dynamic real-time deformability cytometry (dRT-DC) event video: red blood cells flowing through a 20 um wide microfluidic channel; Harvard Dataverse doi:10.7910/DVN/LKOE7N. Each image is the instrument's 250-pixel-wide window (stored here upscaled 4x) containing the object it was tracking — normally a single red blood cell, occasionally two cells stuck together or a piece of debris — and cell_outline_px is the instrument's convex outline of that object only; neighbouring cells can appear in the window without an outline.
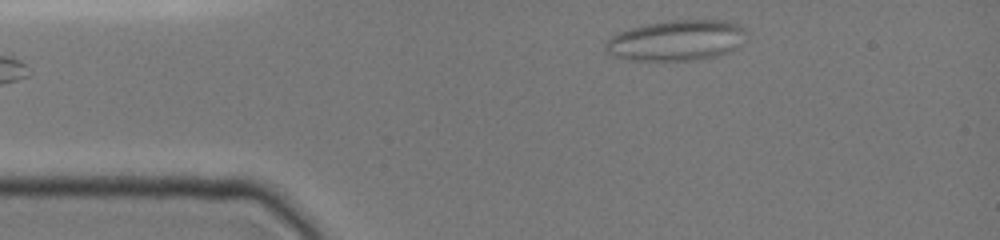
{"species": "common noctule bat (a hibernating species)", "species_latin": "Nyctalus noctula", "temperature_condition": "cold", "stored_images_in_passage": 4, "camera_frame_rate_fps": 3000, "um_per_image_px": 0.085, "animal": {"sex": "female", "body_mass_g": 19.0, "forearm_length_mm": 51.5}, "frame": {"image": 1, "passage_image": 1, "time_ms": 0.0, "image_size_px": [1000, 240], "cell_outline_px": [[748, 40], [736, 48], [728, 52], [716, 56], [692, 60], [628, 60], [612, 56], [604, 48], [604, 44], [612, 36], [620, 32], [644, 24], [668, 20], [728, 20], [744, 28], [748, 32]], "centroid_in_image_um": [57.55, 3.43], "position_along_channel_um": 27.4, "area_um2": 33.64}}